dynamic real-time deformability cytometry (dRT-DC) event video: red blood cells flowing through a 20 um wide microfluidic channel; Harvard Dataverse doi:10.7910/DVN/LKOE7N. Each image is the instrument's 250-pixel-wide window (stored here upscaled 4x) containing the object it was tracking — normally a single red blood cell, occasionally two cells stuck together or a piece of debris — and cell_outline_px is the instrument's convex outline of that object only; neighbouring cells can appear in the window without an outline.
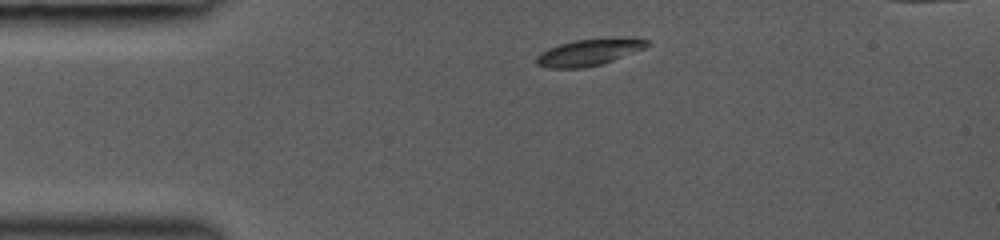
{"species": "common noctule bat (a hibernating species)", "species_latin": "Nyctalus noctula", "temperature_condition": "room temperature", "stored_images_in_passage": 2, "camera_frame_rate_fps": 3000, "um_per_image_px": 0.085, "animal": {"sex": "female", "body_mass_g": 19.0, "forearm_length_mm": 53.3}, "frame": {"image": 1, "passage_image": 1, "time_ms": 0.0, "image_size_px": [1000, 240], "cell_outline_px": [[652, 44], [644, 48], [612, 60], [600, 64], [584, 68], [548, 68], [536, 64], [536, 56], [540, 52], [548, 48], [560, 44], [576, 40], [624, 36], [636, 36], [648, 40]], "centroid_in_image_um": [50.11, 4.41], "position_along_channel_um": 34.9, "area_um2": 17.46}}